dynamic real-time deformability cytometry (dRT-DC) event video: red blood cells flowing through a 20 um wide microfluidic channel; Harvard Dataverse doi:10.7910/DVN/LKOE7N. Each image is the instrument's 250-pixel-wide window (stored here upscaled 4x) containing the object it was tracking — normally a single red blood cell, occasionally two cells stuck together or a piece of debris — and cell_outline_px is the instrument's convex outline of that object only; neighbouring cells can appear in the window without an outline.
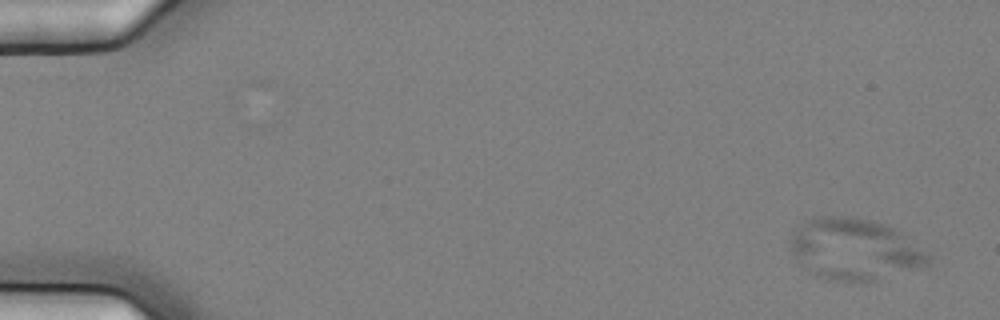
{"species": "common noctule bat (a hibernating species)", "species_latin": "Nyctalus noctula", "temperature_condition": "cold", "stored_images_in_passage": 6, "camera_frame_rate_fps": 3000, "um_per_image_px": 0.085, "animal": {"sex": "female", "body_mass_g": 25.1}, "frame": {"image": 1, "passage_image": 1, "time_ms": 0.0, "image_size_px": [1000, 320], "cell_outline_px": [[932, 256], [928, 264], [876, 280], [828, 280], [812, 276], [800, 264], [792, 252], [788, 240], [796, 228], [800, 224], [812, 216], [852, 216], [872, 220], [884, 224], [900, 232]], "centroid_in_image_um": [72.57, 21.16], "position_along_channel_um": 12.4, "area_um2": 49.3}}
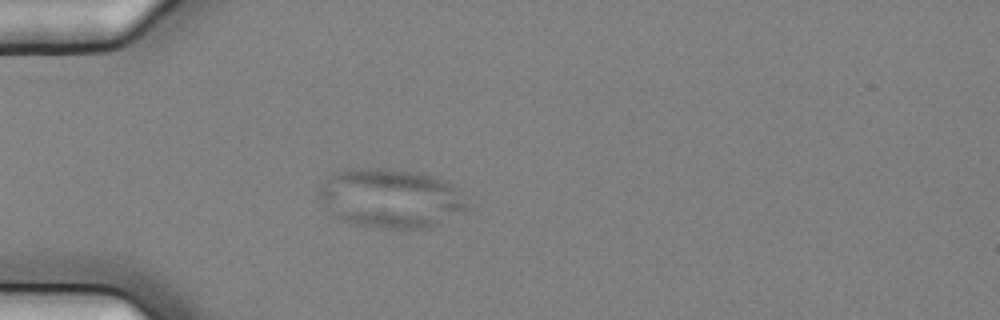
{"frame": {"image": 2, "passage_image": 5, "time_ms": 1.333, "image_size_px": [1000, 320], "cell_outline_px": [[472, 208], [428, 228], [380, 228], [356, 224], [336, 216], [320, 200], [316, 192], [320, 184], [332, 172], [348, 168], [388, 168], [420, 172], [444, 180]], "centroid_in_image_um": [33.15, 16.83], "position_along_channel_um": 51.8, "area_um2": 50.92}}